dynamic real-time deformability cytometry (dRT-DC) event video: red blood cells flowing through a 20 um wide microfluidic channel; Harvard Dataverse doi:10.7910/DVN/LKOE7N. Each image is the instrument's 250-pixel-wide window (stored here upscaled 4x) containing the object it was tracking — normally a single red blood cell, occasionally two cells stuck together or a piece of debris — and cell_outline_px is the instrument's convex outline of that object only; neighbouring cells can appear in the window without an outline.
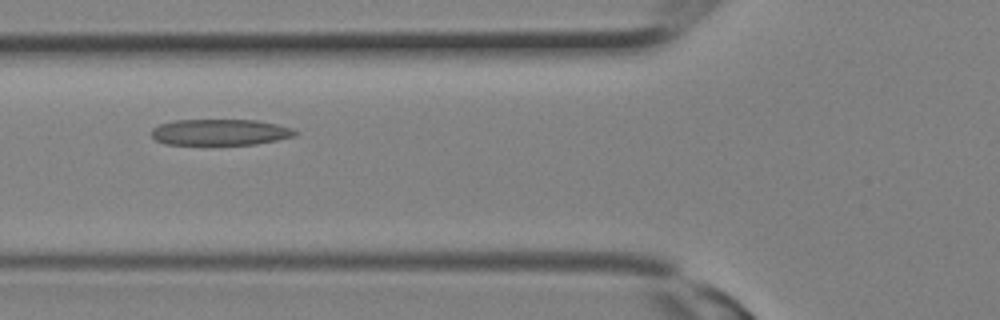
{"species": "Egyptian fruit bat (a non-hibernating species)", "species_latin": "Rousettus aegyptiacus", "temperature_condition": "room temperature", "stored_images_in_passage": 12, "camera_frame_rate_fps": 3000, "um_per_image_px": 0.085, "animal": {"sex": "female"}, "frame": {"image": 1, "passage_image": 9, "time_ms": 2.667, "image_size_px": [1000, 320], "cell_outline_px": [[300, 132], [296, 136], [256, 144], [164, 144], [156, 140], [152, 136], [152, 128], [160, 124], [176, 120], [256, 120], [276, 124], [292, 128]], "centroid_in_image_um": [18.74, 11.23], "position_along_channel_um": 107.1, "area_um2": 21.79}}
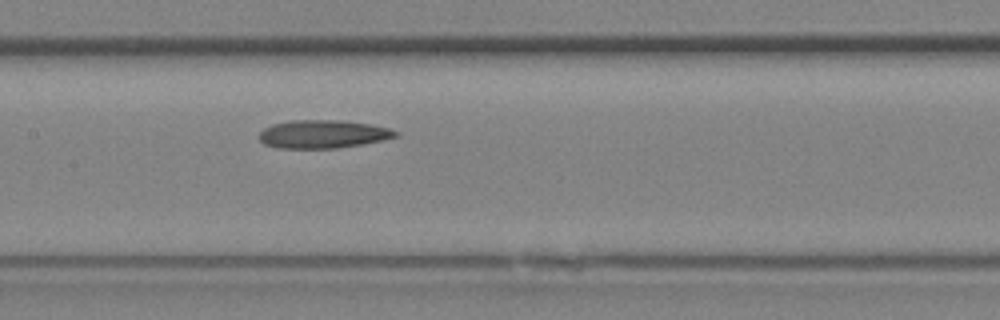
{"frame": {"image": 2, "passage_image": 12, "time_ms": 3.667, "image_size_px": [1000, 320], "cell_outline_px": [[400, 136], [360, 144], [336, 148], [276, 148], [264, 144], [260, 140], [260, 132], [264, 128], [272, 124], [292, 120], [340, 120], [372, 124], [388, 128], [396, 132]], "centroid_in_image_um": [27.42, 11.39], "position_along_channel_um": 180.0, "area_um2": 22.25}}